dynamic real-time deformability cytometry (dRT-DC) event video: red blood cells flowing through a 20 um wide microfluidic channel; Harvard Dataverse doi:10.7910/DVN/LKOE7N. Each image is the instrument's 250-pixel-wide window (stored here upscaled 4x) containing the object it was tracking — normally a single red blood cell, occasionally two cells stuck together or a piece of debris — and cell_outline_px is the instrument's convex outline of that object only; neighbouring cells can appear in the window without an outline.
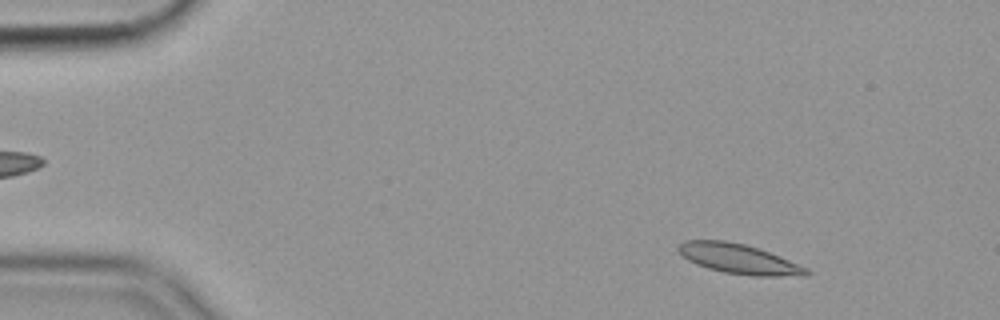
{"species": "common noctule bat (a hibernating species)", "species_latin": "Nyctalus noctula", "temperature_condition": "cold", "stored_images_in_passage": 56, "camera_frame_rate_fps": 3000, "um_per_image_px": 0.085, "animal": {"sex": "female", "body_mass_g": 19.9}, "frame": {"image": 1, "passage_image": 6, "time_ms": 1.667, "image_size_px": [1000, 320], "cell_outline_px": [[812, 272], [808, 276], [752, 276], [724, 272], [708, 268], [696, 264], [688, 260], [676, 248], [684, 240], [724, 240], [744, 244], [780, 256], [808, 268]], "centroid_in_image_um": [62.83, 22.01], "position_along_channel_um": 22.2, "area_um2": 22.2}}
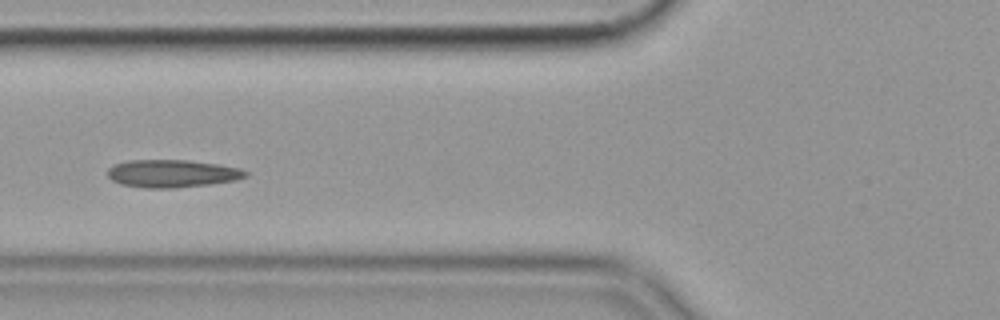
{"frame": {"image": 2, "passage_image": 21, "time_ms": 6.667, "image_size_px": [1000, 320], "cell_outline_px": [[248, 176], [236, 180], [208, 184], [172, 188], [144, 188], [120, 184], [112, 180], [108, 176], [108, 168], [112, 164], [128, 160], [188, 160], [220, 164], [240, 168], [248, 172]], "centroid_in_image_um": [14.62, 14.74], "position_along_channel_um": 111.2, "area_um2": 22.43}}
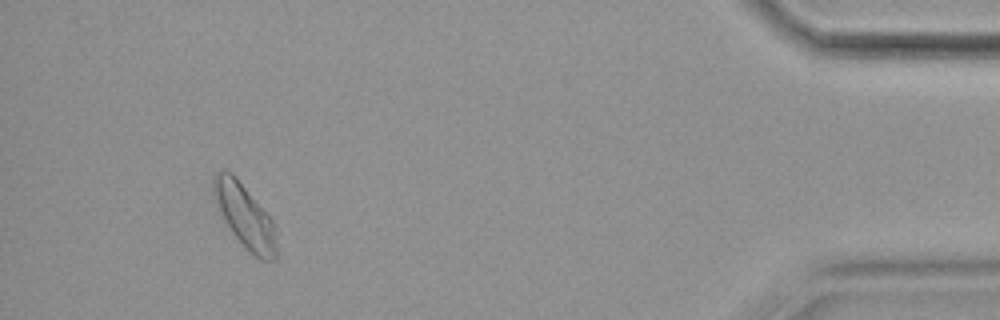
{"frame": {"image": 3, "passage_image": 52, "time_ms": 17.0, "image_size_px": [1000, 320], "cell_outline_px": [[276, 260], [260, 260], [244, 248], [232, 232], [216, 208], [212, 192], [212, 180], [216, 172], [232, 172], [272, 220], [276, 244]], "centroid_in_image_um": [20.76, 18.38], "position_along_channel_um": 414.4, "area_um2": 23.12}, "authors_computed_cell_mechanics": {"area_um2": 21.4149, "velocity_mm_per_s": 3.5157, "shape_relaxation_time_tau1_ms": 7.2617, "shape_relaxation_time_tau2_ms": 4.6677, "deformation_change_tau1": 0.1064, "deformation_change_tau2": 0.0723}}